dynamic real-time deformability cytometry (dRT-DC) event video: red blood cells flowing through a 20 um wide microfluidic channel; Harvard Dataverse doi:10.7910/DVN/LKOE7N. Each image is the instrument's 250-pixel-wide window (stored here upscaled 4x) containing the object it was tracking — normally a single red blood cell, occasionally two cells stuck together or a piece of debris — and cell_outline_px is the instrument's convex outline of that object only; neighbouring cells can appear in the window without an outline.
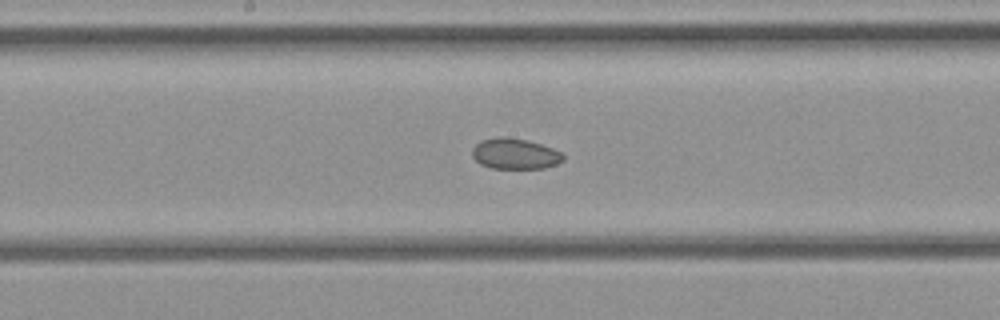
{"species": "common noctule bat (a hibernating species)", "species_latin": "Nyctalus noctula", "temperature_condition": "cold", "stored_images_in_passage": 33, "camera_frame_rate_fps": 3000, "um_per_image_px": 0.085, "animal": {"sex": "female", "body_mass_g": 21.9}, "frame": {"image": 1, "passage_image": 15, "time_ms": 4.667, "image_size_px": [1000, 320], "cell_outline_px": [[564, 160], [556, 164], [544, 168], [492, 168], [480, 164], [472, 156], [472, 148], [480, 140], [496, 136], [504, 136], [524, 140], [540, 144], [552, 148], [560, 152], [564, 156]], "centroid_in_image_um": [43.74, 13.06], "position_along_channel_um": 204.5, "area_um2": 16.24}}